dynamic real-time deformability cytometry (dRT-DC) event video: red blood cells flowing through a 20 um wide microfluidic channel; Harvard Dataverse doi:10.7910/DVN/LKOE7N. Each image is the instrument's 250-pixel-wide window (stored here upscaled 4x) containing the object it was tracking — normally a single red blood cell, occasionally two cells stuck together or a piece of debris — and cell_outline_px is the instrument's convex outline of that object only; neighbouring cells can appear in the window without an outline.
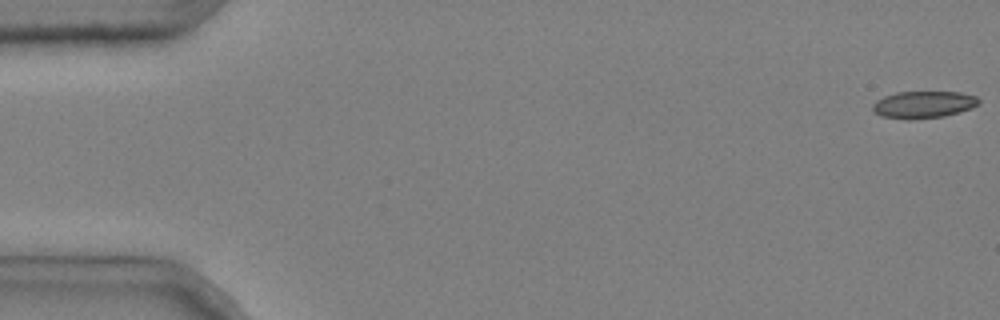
{"species": "common noctule bat (a hibernating species)", "species_latin": "Nyctalus noctula", "temperature_condition": "cold", "stored_images_in_passage": 49, "camera_frame_rate_fps": 3000, "um_per_image_px": 0.085, "animal": {"sex": "male", "body_mass_g": 20.4}, "frame": {"image": 1, "passage_image": 1, "time_ms": 0.0, "image_size_px": [1000, 320], "cell_outline_px": [[980, 104], [972, 108], [960, 112], [944, 116], [912, 120], [908, 120], [880, 116], [872, 108], [872, 104], [876, 100], [884, 96], [896, 92], [960, 92], [976, 96], [980, 100]], "centroid_in_image_um": [78.5, 8.89], "position_along_channel_um": 6.5, "area_um2": 16.94}}
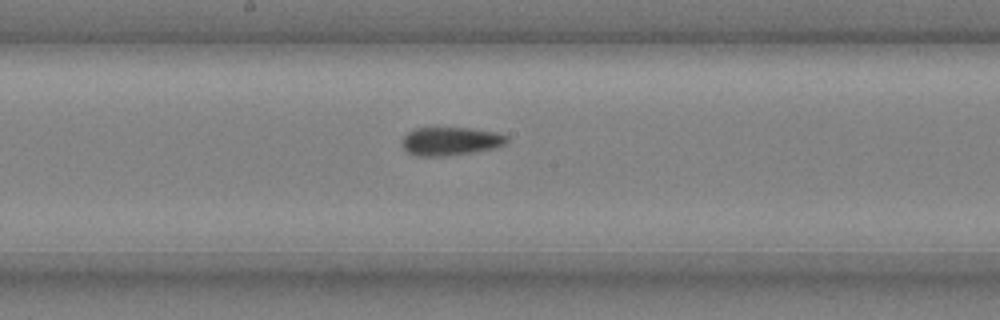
{"frame": {"image": 2, "passage_image": 29, "time_ms": 9.333, "image_size_px": [1000, 320], "cell_outline_px": [[508, 140], [504, 144], [496, 148], [476, 152], [448, 156], [416, 156], [408, 152], [400, 144], [400, 140], [408, 132], [416, 128], [468, 128], [500, 132], [508, 136]], "centroid_in_image_um": [38.31, 12.01], "position_along_channel_um": 209.9, "area_um2": 17.63}}
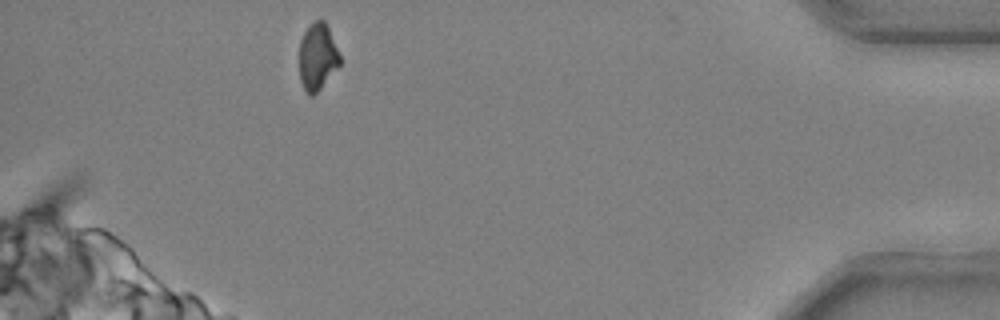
{"frame": {"image": 3, "passage_image": 49, "time_ms": 16.0, "image_size_px": [1000, 320], "cell_outline_px": [[140, 264], [88, 256], [68, 228], [68, 224], [104, 228], [128, 244], [132, 248]], "centroid_in_image_um": [8.74, 20.74], "position_along_channel_um": 426.5, "area_um2": 11.04}, "authors_computed_cell_mechanics": {"area_um2": 17.3978, "velocity_mm_per_s": 3.6921, "shape_relaxation_time_tau1_ms": null, "shape_relaxation_time_tau2_ms": 2.9969, "deformation_change_tau1": null, "deformation_change_tau2": 0.091}}